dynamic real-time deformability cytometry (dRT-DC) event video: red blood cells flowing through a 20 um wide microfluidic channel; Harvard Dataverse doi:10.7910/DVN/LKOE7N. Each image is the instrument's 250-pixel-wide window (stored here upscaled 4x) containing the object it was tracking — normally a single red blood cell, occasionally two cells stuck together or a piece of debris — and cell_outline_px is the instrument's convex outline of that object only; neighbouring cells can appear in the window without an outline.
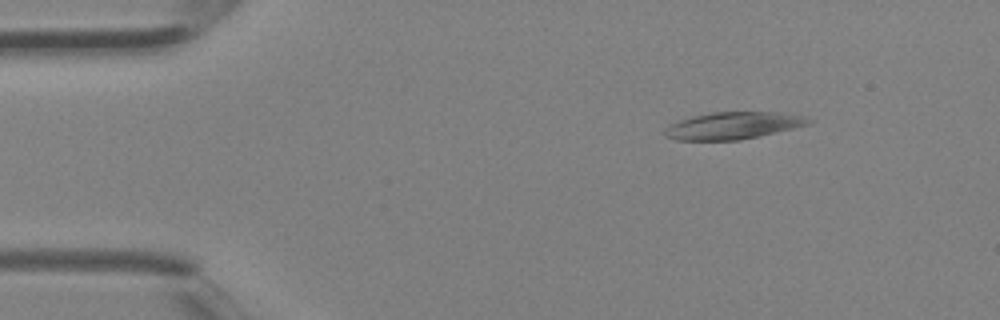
{"species": "Egyptian fruit bat (a non-hibernating species)", "species_latin": "Rousettus aegyptiacus", "temperature_condition": "room temperature", "stored_images_in_passage": 3, "camera_frame_rate_fps": 3000, "um_per_image_px": 0.085, "animal": {"sex": "female"}, "frame": {"image": 1, "passage_image": 2, "time_ms": 0.333, "image_size_px": [1000, 320], "cell_outline_px": [[812, 120], [808, 124], [792, 128], [740, 140], [676, 140], [664, 136], [664, 132], [668, 124], [692, 116], [712, 112], [776, 112], [804, 116]], "centroid_in_image_um": [62.24, 10.67], "position_along_channel_um": 22.8, "area_um2": 22.48}}